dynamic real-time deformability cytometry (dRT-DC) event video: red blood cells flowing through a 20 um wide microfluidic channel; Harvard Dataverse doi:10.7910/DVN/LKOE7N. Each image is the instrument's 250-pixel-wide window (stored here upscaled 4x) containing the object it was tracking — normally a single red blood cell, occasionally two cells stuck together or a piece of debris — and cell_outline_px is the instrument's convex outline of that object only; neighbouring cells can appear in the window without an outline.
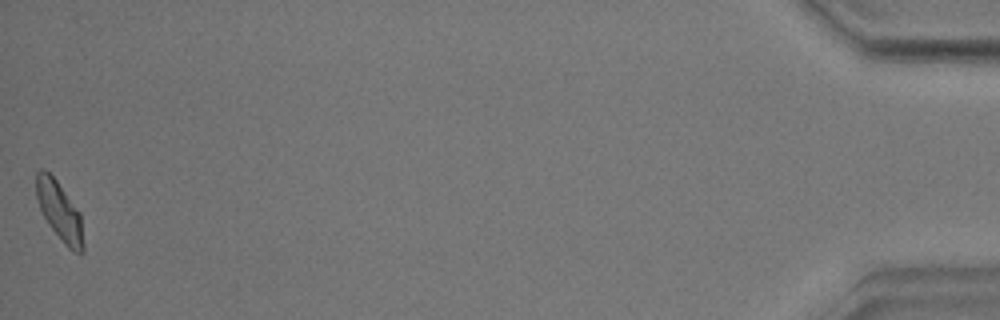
{"species": "common noctule bat (a hibernating species)", "species_latin": "Nyctalus noctula", "temperature_condition": "warm", "stored_images_in_passage": 42, "camera_frame_rate_fps": 3000, "um_per_image_px": 0.085, "animal": {"sex": "male", "body_mass_g": 17.9}, "frame": {"image": 1, "passage_image": 42, "time_ms": 13.667, "image_size_px": [1000, 320], "cell_outline_px": [[84, 252], [72, 252], [64, 244], [48, 224], [40, 208], [36, 196], [36, 172], [40, 168], [44, 168], [56, 180], [80, 212], [84, 244]], "centroid_in_image_um": [5.06, 17.96], "position_along_channel_um": 430.1, "area_um2": 16.13}, "authors_computed_cell_mechanics": {"area_um2": 16.1551, "velocity_mm_per_s": 3.5312, "shape_relaxation_time_tau1_ms": 3.1621, "shape_relaxation_time_tau2_ms": 2.649, "deformation_change_tau1": 0.1371, "deformation_change_tau2": 0.0807}}